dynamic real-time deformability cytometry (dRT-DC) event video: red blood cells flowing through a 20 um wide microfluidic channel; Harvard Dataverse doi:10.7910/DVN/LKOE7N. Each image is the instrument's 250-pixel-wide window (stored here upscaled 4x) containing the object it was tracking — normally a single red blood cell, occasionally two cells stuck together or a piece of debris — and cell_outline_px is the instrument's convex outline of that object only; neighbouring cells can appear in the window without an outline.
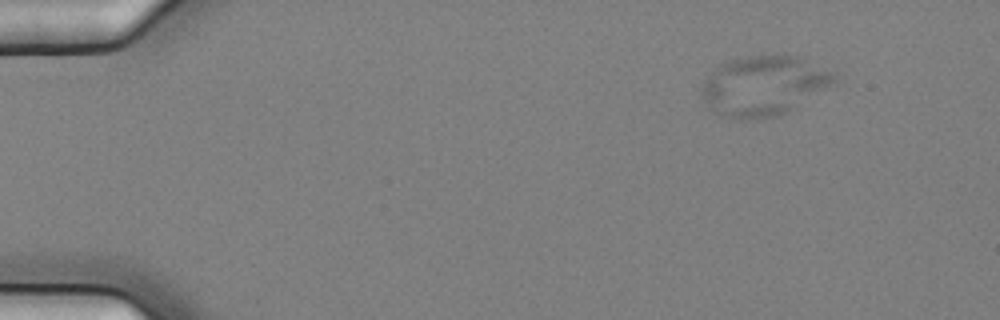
{"species": "common noctule bat (a hibernating species)", "species_latin": "Nyctalus noctula", "temperature_condition": "cold", "stored_images_in_passage": 6, "segment_of_instrument_passage": [2, 2], "camera_frame_rate_fps": 3000, "um_per_image_px": 0.085, "animal": {"sex": "female", "body_mass_g": 25.1}, "frame": {"image": 1, "passage_image": 6, "time_ms": 1.667, "image_size_px": [1000, 320], "cell_outline_px": [[836, 84], [784, 112], [772, 116], [728, 116], [716, 112], [704, 100], [700, 92], [700, 88], [708, 76], [720, 64], [732, 60], [748, 56], [800, 56], [836, 72]], "centroid_in_image_um": [64.98, 7.22], "position_along_channel_um": 20.0, "area_um2": 44.85}}